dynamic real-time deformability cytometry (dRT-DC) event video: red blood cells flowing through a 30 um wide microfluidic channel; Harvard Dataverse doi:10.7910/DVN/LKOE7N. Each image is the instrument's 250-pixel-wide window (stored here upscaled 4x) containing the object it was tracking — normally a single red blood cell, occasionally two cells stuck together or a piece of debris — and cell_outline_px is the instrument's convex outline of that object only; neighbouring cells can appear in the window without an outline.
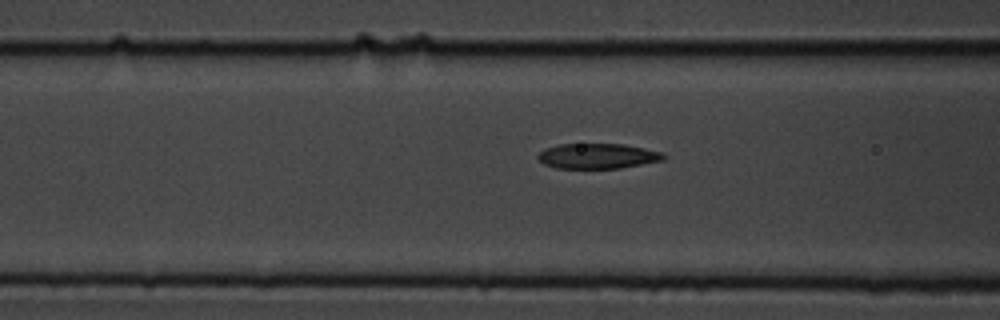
{"species": "common noctule bat (a hibernating species)", "species_latin": "Nyctalus noctula", "temperature_condition": "cold", "stored_images_in_passage": 6, "camera_frame_rate_fps": 3000, "um_per_image_px": 0.085, "animal": {"sex": "male", "body_mass_g": 19.5, "forearm_length_mm": 54.6}, "frame": {"image": 1, "passage_image": 5, "time_ms": 1.333, "image_size_px": [1000, 320], "cell_outline_px": [[668, 156], [664, 160], [620, 168], [556, 168], [544, 164], [536, 156], [544, 148], [560, 144], [624, 144], [664, 152]], "centroid_in_image_um": [50.83, 13.26], "position_along_channel_um": 115.8, "area_um2": 18.55}}